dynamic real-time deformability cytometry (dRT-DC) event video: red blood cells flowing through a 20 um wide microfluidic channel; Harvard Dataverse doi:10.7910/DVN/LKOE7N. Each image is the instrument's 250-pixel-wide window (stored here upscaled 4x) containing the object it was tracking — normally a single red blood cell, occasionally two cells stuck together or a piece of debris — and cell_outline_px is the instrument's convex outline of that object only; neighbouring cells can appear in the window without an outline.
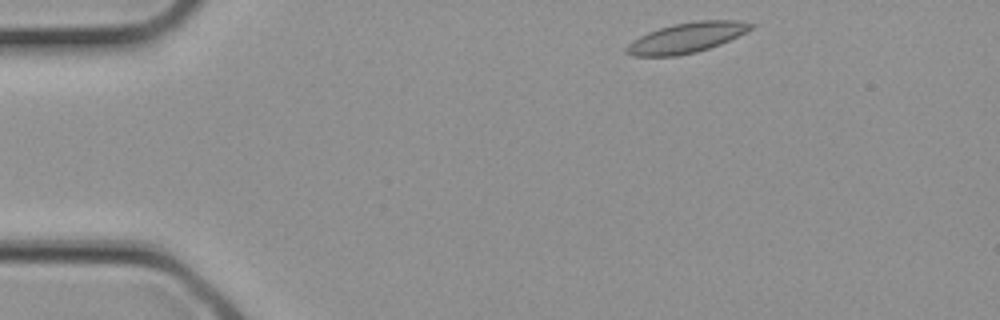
{"species": "common noctule bat (a hibernating species)", "species_latin": "Nyctalus noctula", "temperature_condition": "cold", "stored_images_in_passage": 2, "camera_frame_rate_fps": 3000, "um_per_image_px": 0.085, "animal": {"sex": "female", "body_mass_g": 21.9}, "frame": {"image": 1, "passage_image": 1, "time_ms": 0.0, "image_size_px": [1000, 320], "cell_outline_px": [[756, 24], [752, 28], [720, 44], [696, 52], [676, 56], [632, 56], [624, 52], [624, 48], [632, 40], [648, 32], [660, 28], [676, 24], [700, 20], [736, 20]], "centroid_in_image_um": [58.31, 3.21], "position_along_channel_um": 26.7, "area_um2": 21.62}}